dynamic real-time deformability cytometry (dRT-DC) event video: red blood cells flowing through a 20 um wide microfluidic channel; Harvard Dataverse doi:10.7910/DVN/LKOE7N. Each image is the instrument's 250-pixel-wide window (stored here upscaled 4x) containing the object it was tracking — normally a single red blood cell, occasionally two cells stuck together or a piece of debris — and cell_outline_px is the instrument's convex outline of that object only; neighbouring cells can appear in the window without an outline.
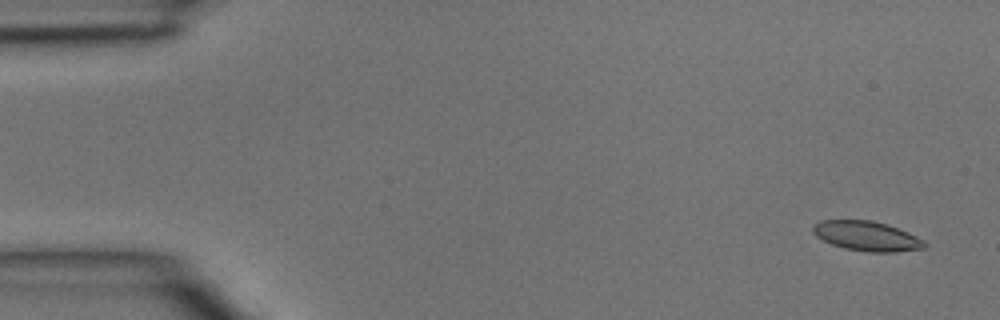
{"species": "common noctule bat (a hibernating species)", "species_latin": "Nyctalus noctula", "temperature_condition": "room temperature", "stored_images_in_passage": 5, "segment_of_instrument_passage": [2, 2], "camera_frame_rate_fps": 3000, "um_per_image_px": 0.085, "animal": {"sex": "male", "body_mass_g": 15.6}, "frame": {"image": 1, "passage_image": 5, "time_ms": 1.333, "image_size_px": [1000, 320], "cell_outline_px": [[928, 244], [924, 248], [896, 252], [868, 252], [844, 248], [832, 244], [816, 236], [812, 232], [812, 224], [820, 220], [872, 220], [888, 224], [908, 232], [924, 240]], "centroid_in_image_um": [73.67, 20.06], "position_along_channel_um": 11.3, "area_um2": 19.48}}